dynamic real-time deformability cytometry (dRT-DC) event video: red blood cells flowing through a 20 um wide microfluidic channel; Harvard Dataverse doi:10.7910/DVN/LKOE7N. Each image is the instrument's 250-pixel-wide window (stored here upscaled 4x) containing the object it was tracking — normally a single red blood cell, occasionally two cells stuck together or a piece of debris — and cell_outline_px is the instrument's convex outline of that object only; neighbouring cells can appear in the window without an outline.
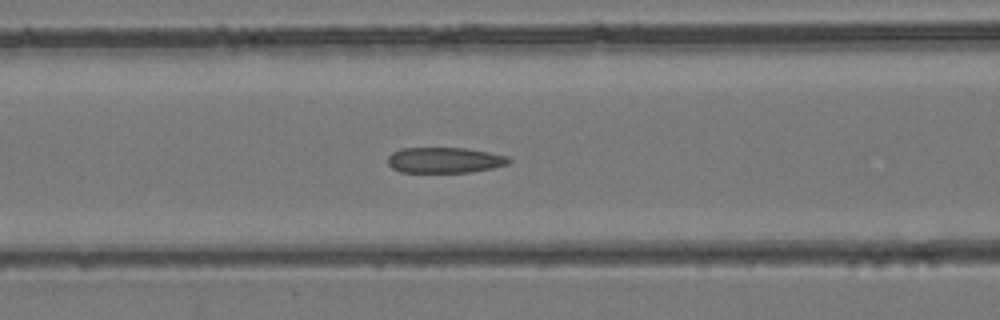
{"species": "common noctule bat (a hibernating species)", "species_latin": "Nyctalus noctula", "temperature_condition": "room temperature", "stored_images_in_passage": 44, "camera_frame_rate_fps": 3000, "um_per_image_px": 0.085, "animal": {"sex": "female", "body_mass_g": 24.6, "forearm_length_mm": 56.2}, "frame": {"image": 1, "passage_image": 19, "time_ms": 6.0, "image_size_px": [1000, 320], "cell_outline_px": [[512, 160], [508, 164], [492, 168], [472, 172], [400, 172], [392, 168], [388, 164], [388, 156], [392, 152], [400, 148], [468, 148], [508, 156]], "centroid_in_image_um": [37.79, 13.61], "position_along_channel_um": 128.8, "area_um2": 18.21}}
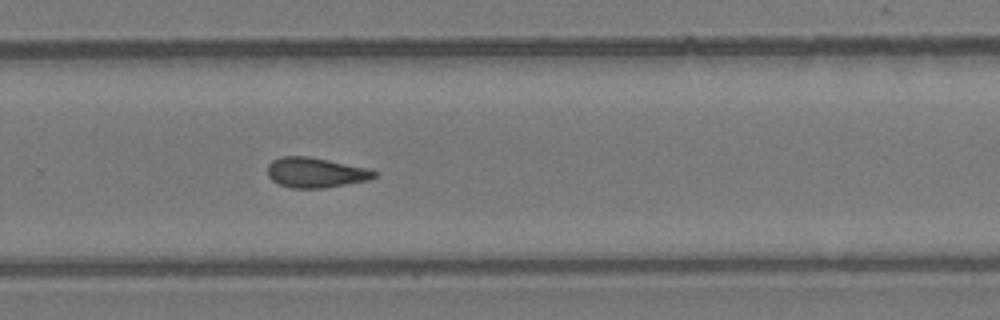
{"frame": {"image": 2, "passage_image": 30, "time_ms": 9.667, "image_size_px": [1000, 320], "cell_outline_px": [[376, 176], [368, 180], [324, 188], [292, 188], [280, 184], [272, 180], [268, 176], [268, 164], [272, 160], [280, 156], [308, 156], [368, 168], [376, 172]], "centroid_in_image_um": [26.8, 14.66], "position_along_channel_um": 303.0, "area_um2": 18.61}}
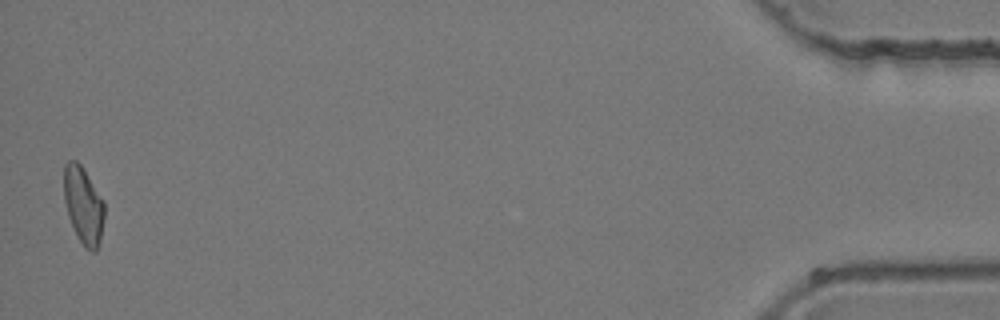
{"frame": {"image": 3, "passage_image": 44, "time_ms": 14.333, "image_size_px": [1000, 320], "cell_outline_px": [[104, 216], [100, 240], [96, 252], [92, 252], [84, 248], [68, 216], [64, 200], [64, 164], [68, 160], [76, 160], [80, 164], [104, 200]], "centroid_in_image_um": [7.09, 17.44], "position_along_channel_um": 428.1, "area_um2": 18.09}}